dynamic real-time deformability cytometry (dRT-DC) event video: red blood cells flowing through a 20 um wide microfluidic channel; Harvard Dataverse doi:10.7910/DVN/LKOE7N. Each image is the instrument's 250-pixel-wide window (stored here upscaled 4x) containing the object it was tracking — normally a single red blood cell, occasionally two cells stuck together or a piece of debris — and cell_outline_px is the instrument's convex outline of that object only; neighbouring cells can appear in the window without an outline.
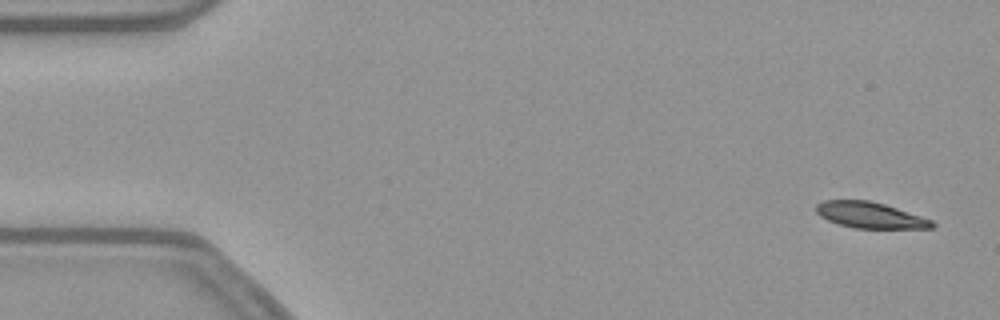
{"species": "common noctule bat (a hibernating species)", "species_latin": "Nyctalus noctula", "temperature_condition": "warm", "stored_images_in_passage": 37, "camera_frame_rate_fps": 3000, "um_per_image_px": 0.085, "animal": {"sex": "female", "body_mass_g": 21.9}, "frame": {"image": 1, "passage_image": 1, "time_ms": 0.0, "image_size_px": [1000, 320], "cell_outline_px": [[936, 224], [932, 228], [852, 228], [828, 220], [820, 216], [816, 212], [816, 204], [824, 200], [868, 200], [884, 204], [932, 220]], "centroid_in_image_um": [73.93, 18.28], "position_along_channel_um": 11.1, "area_um2": 17.4}}
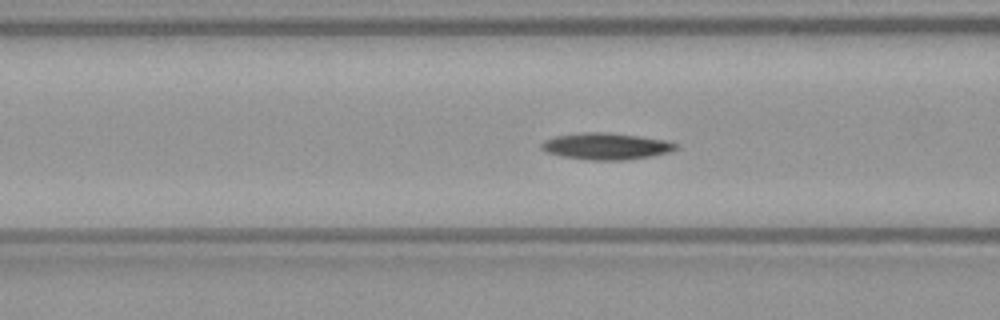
{"frame": {"image": 2, "passage_image": 19, "time_ms": 6.0, "image_size_px": [1000, 320], "cell_outline_px": [[680, 148], [672, 152], [652, 156], [624, 160], [588, 160], [560, 156], [548, 152], [540, 148], [540, 144], [544, 140], [556, 136], [584, 132], [608, 132], [664, 140], [680, 144]], "centroid_in_image_um": [51.55, 12.44], "position_along_channel_um": 115.0, "area_um2": 20.98}}
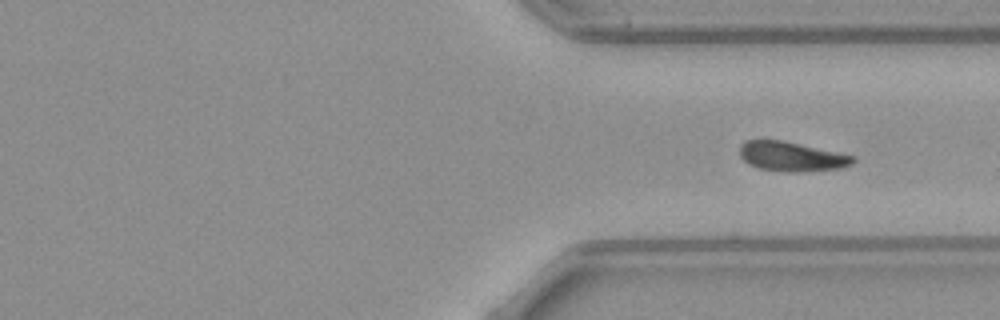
{"frame": {"image": 3, "passage_image": 37, "time_ms": 12.0, "image_size_px": [1000, 320], "cell_outline_px": [[856, 160], [852, 164], [840, 168], [796, 172], [788, 172], [756, 168], [748, 164], [740, 156], [740, 144], [744, 140], [760, 136], [784, 140], [852, 156]], "centroid_in_image_um": [67.15, 13.26], "position_along_channel_um": 344.3, "area_um2": 19.94}}